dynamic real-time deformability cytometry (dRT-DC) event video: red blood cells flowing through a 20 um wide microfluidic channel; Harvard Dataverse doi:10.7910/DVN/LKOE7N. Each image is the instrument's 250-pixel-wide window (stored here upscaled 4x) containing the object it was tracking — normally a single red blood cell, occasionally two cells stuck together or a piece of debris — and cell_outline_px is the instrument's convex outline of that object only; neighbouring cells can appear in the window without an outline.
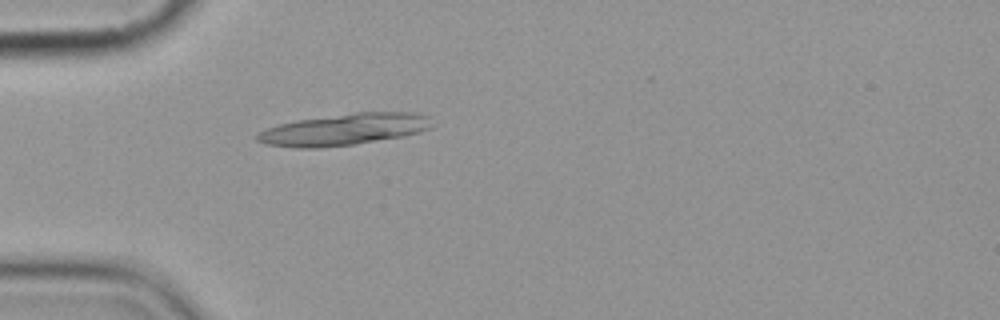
{"species": "common noctule bat (a hibernating species)", "species_latin": "Nyctalus noctula", "temperature_condition": "cold", "stored_images_in_passage": 1, "camera_frame_rate_fps": 3000, "um_per_image_px": 0.085, "animal": {"sex": "female", "body_mass_g": 19.9}, "frame": {"image": 1, "passage_image": 1, "time_ms": 0.0, "image_size_px": [1000, 320], "cell_outline_px": [[436, 124], [432, 128], [420, 132], [404, 136], [356, 144], [320, 148], [296, 148], [264, 144], [256, 140], [256, 132], [264, 128], [296, 120], [356, 112], [420, 112], [428, 116]], "centroid_in_image_um": [29.28, 11.0], "position_along_channel_um": 55.7, "area_um2": 32.77}}